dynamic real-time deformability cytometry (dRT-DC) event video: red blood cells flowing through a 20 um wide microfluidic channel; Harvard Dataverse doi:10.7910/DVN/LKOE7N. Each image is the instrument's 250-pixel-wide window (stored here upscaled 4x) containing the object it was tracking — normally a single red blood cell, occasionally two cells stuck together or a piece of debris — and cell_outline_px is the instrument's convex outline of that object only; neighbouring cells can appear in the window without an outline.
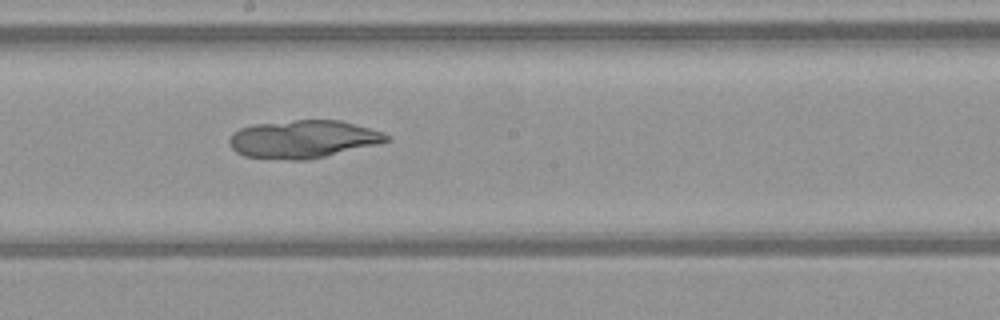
{"species": "common noctule bat (a hibernating species)", "species_latin": "Nyctalus noctula", "temperature_condition": "warm", "stored_images_in_passage": 51, "camera_frame_rate_fps": 3000, "um_per_image_px": 0.085, "animal": {"sex": "female", "body_mass_g": 21.9}, "frame": {"image": 1, "passage_image": 29, "time_ms": 9.333, "image_size_px": [1000, 320], "cell_outline_px": [[392, 140], [376, 144], [308, 160], [292, 160], [244, 156], [236, 152], [232, 148], [228, 140], [232, 132], [240, 128], [252, 124], [296, 120], [340, 120], [384, 132], [392, 136]], "centroid_in_image_um": [25.76, 11.82], "position_along_channel_um": 222.4, "area_um2": 34.68}}
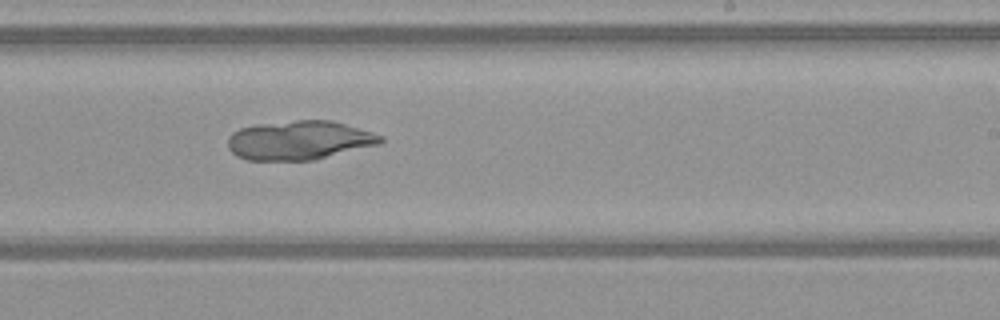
{"frame": {"image": 2, "passage_image": 32, "time_ms": 10.333, "image_size_px": [1000, 320], "cell_outline_px": [[384, 140], [380, 144], [316, 160], [248, 160], [236, 156], [228, 148], [228, 136], [232, 132], [240, 128], [256, 124], [296, 120], [332, 120], [372, 132], [384, 136]], "centroid_in_image_um": [25.44, 11.92], "position_along_channel_um": 263.6, "area_um2": 35.03}}
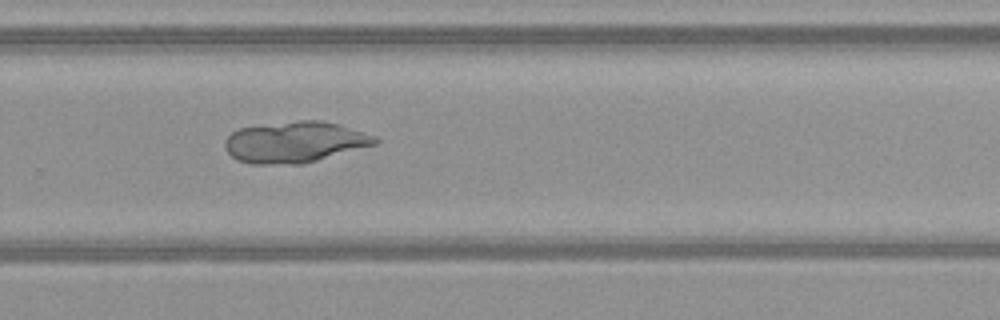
{"frame": {"image": 3, "passage_image": 35, "time_ms": 11.333, "image_size_px": [1000, 320], "cell_outline_px": [[380, 140], [376, 144], [316, 160], [300, 164], [252, 164], [236, 160], [224, 148], [224, 140], [232, 132], [240, 128], [300, 120], [320, 120], [336, 124], [376, 136]], "centroid_in_image_um": [25.02, 12.08], "position_along_channel_um": 304.8, "area_um2": 35.55}}